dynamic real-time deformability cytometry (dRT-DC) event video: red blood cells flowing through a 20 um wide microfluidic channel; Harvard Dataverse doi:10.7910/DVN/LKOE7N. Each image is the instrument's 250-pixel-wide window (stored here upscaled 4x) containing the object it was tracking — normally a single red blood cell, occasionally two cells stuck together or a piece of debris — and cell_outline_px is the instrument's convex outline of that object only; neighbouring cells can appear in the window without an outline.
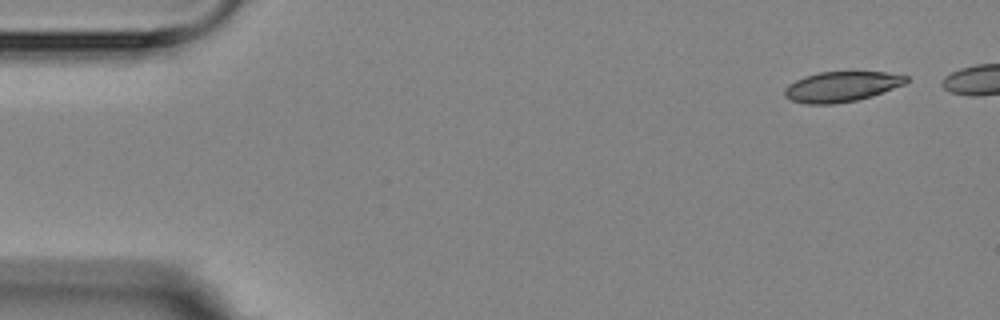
{"species": "Egyptian fruit bat (a non-hibernating species)", "species_latin": "Rousettus aegyptiacus", "temperature_condition": "room temperature", "stored_images_in_passage": 4, "camera_frame_rate_fps": 3000, "um_per_image_px": 0.085, "animal": {"sex": "female"}, "frame": {"image": 1, "passage_image": 1, "time_ms": 0.0, "image_size_px": [1000, 320], "cell_outline_px": [[908, 80], [904, 84], [872, 96], [856, 100], [832, 104], [804, 104], [792, 100], [784, 96], [784, 88], [788, 84], [804, 76], [820, 72], [884, 72], [908, 76]], "centroid_in_image_um": [71.49, 7.36], "position_along_channel_um": 13.5, "area_um2": 21.33}}